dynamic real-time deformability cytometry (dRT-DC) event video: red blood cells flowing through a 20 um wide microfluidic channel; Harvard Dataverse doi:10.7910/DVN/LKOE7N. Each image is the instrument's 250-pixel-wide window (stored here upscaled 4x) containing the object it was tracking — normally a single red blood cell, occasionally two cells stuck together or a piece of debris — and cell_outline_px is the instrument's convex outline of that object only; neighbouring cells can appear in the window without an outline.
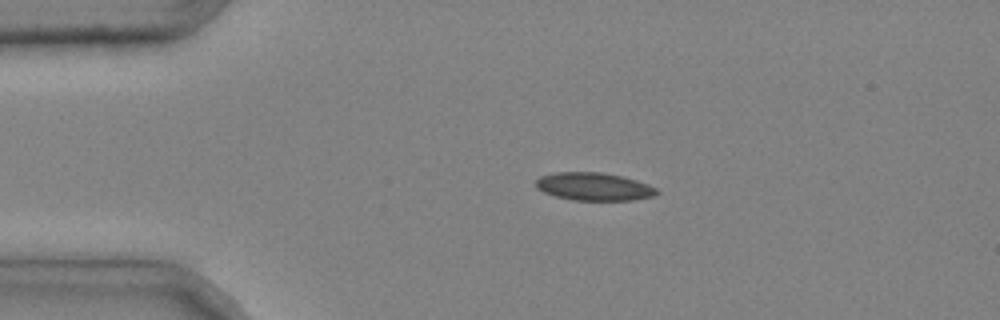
{"species": "common noctule bat (a hibernating species)", "species_latin": "Nyctalus noctula", "temperature_condition": "cold", "stored_images_in_passage": 2, "camera_frame_rate_fps": 3000, "um_per_image_px": 0.085, "animal": {"sex": "male", "body_mass_g": 20.4}, "frame": {"image": 1, "passage_image": 1, "time_ms": 0.0, "image_size_px": [1000, 320], "cell_outline_px": [[660, 192], [656, 196], [632, 200], [572, 200], [556, 196], [544, 192], [536, 188], [536, 180], [540, 176], [552, 172], [600, 172], [620, 176], [636, 180], [648, 184], [656, 188]], "centroid_in_image_um": [50.49, 15.86], "position_along_channel_um": 34.5, "area_um2": 19.71}}